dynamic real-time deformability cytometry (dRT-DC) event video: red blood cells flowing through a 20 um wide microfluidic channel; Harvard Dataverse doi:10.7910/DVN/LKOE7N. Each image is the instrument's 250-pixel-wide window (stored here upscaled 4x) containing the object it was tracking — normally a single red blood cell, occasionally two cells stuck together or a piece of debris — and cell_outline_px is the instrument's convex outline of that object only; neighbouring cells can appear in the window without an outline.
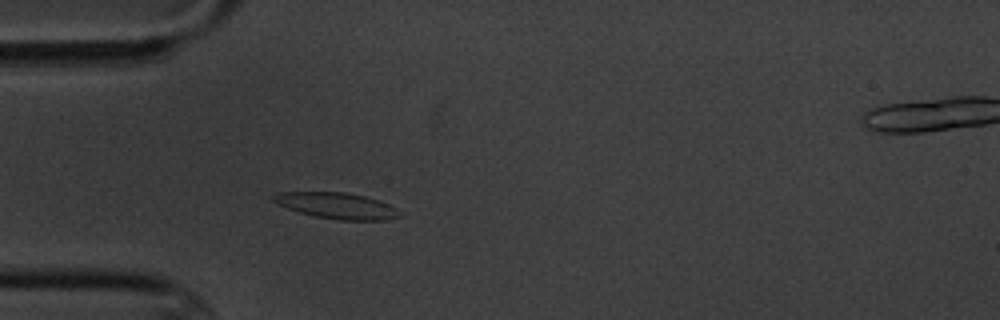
{"species": "common noctule bat (a hibernating species)", "species_latin": "Nyctalus noctula", "temperature_condition": "cold", "stored_images_in_passage": 2, "camera_frame_rate_fps": 3000, "um_per_image_px": 0.085, "animal": {"sex": "male", "body_mass_g": 20.1, "forearm_length_mm": 53.5}, "frame": {"image": 1, "passage_image": 1, "time_ms": 0.0, "image_size_px": [1000, 320], "cell_outline_px": [[404, 216], [384, 220], [340, 220], [316, 216], [300, 212], [288, 208], [272, 200], [272, 196], [276, 192], [344, 192], [364, 196], [388, 204], [396, 208]], "centroid_in_image_um": [28.65, 17.48], "position_along_channel_um": 56.3, "area_um2": 18.96}}